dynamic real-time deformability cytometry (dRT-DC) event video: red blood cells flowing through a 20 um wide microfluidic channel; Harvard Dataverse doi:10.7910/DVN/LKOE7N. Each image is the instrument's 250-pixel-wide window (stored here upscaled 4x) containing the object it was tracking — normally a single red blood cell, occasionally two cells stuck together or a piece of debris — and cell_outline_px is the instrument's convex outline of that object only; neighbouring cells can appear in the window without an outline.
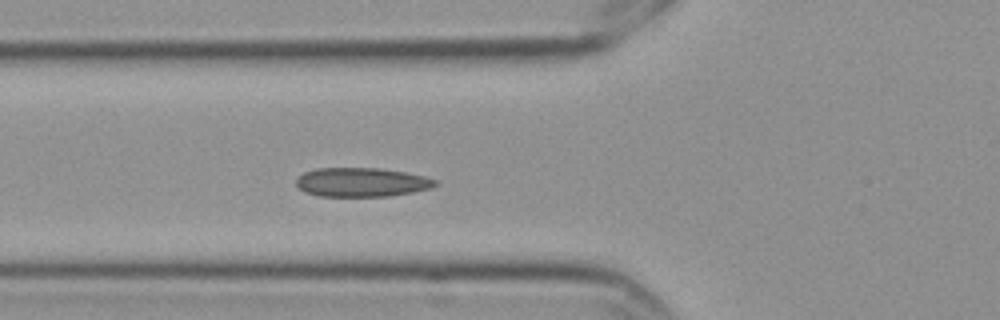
{"species": "Egyptian fruit bat (a non-hibernating species)", "species_latin": "Rousettus aegyptiacus", "temperature_condition": "cold", "stored_images_in_passage": 7, "camera_frame_rate_fps": 3000, "um_per_image_px": 0.085, "frame": {"image": 1, "passage_image": 7, "time_ms": 2.0, "image_size_px": [1000, 320], "cell_outline_px": [[440, 184], [432, 188], [412, 192], [388, 196], [320, 196], [304, 192], [296, 184], [296, 180], [304, 172], [316, 168], [380, 168], [404, 172], [424, 176], [436, 180]], "centroid_in_image_um": [30.76, 15.49], "position_along_channel_um": 95.0, "area_um2": 23.52}}